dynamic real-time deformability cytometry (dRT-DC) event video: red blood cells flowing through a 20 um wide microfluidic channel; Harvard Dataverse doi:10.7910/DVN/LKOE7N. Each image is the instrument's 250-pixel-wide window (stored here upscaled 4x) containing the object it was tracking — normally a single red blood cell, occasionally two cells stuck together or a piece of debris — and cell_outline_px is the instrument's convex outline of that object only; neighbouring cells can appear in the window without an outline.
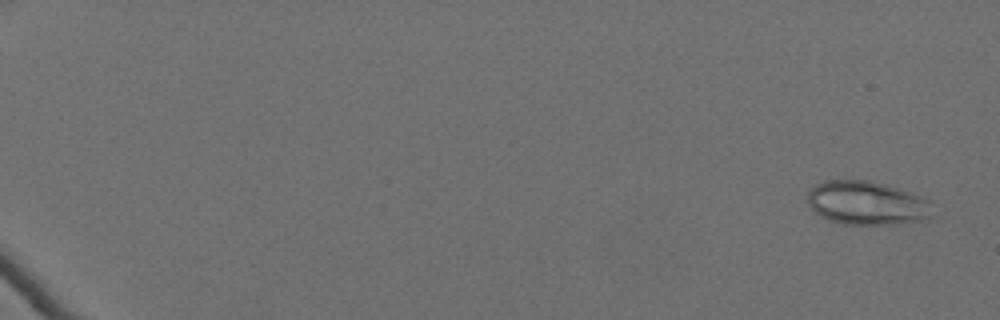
{"species": "Egyptian fruit bat (a non-hibernating species)", "species_latin": "Rousettus aegyptiacus", "temperature_condition": "cold", "stored_images_in_passage": 62, "camera_frame_rate_fps": 3000, "um_per_image_px": 0.085, "animal": {"sex": "female"}, "frame": {"image": 1, "passage_image": 3, "time_ms": 0.667, "image_size_px": [1000, 320], "cell_outline_px": [[932, 216], [928, 220], [892, 224], [844, 224], [828, 220], [820, 216], [808, 204], [808, 192], [816, 184], [824, 180], [868, 180], [900, 188], [912, 192], [932, 200]], "centroid_in_image_um": [73.74, 17.25], "position_along_channel_um": 11.3, "area_um2": 32.25}}
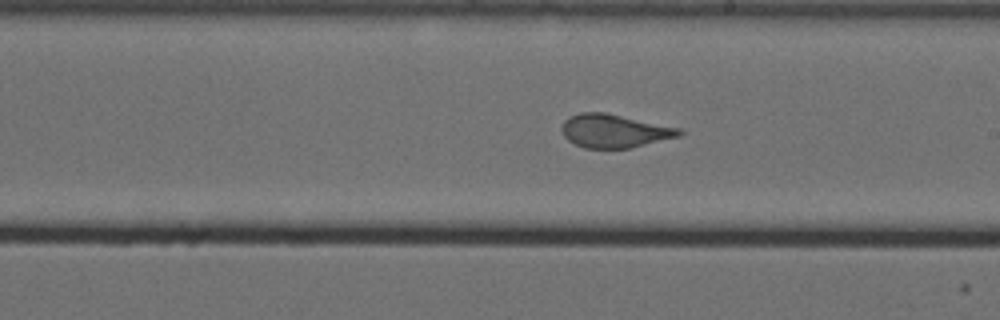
{"frame": {"image": 2, "passage_image": 40, "time_ms": 13.0, "image_size_px": [1000, 320], "cell_outline_px": [[684, 132], [680, 136], [632, 148], [584, 148], [568, 140], [564, 136], [560, 128], [564, 120], [568, 116], [580, 112], [604, 112], [684, 128]], "centroid_in_image_um": [52.25, 11.12], "position_along_channel_um": 236.7, "area_um2": 23.24}}
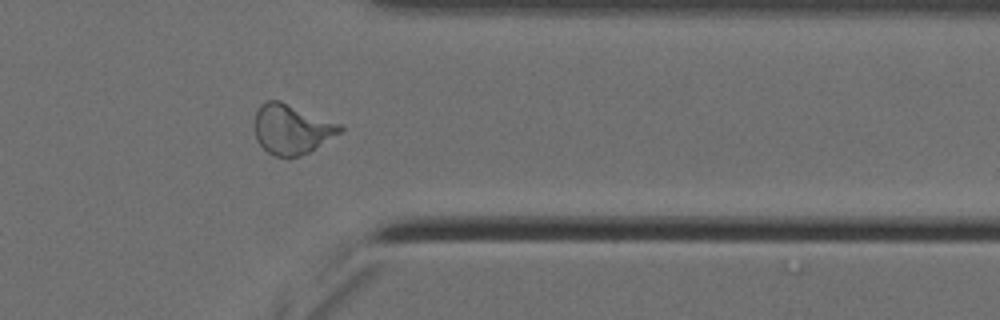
{"frame": {"image": 3, "passage_image": 53, "time_ms": 17.333, "image_size_px": [1000, 320], "cell_outline_px": [[344, 128], [340, 132], [308, 152], [300, 156], [276, 156], [268, 152], [256, 140], [252, 124], [256, 112], [260, 104], [268, 100], [280, 100], [344, 124]], "centroid_in_image_um": [24.77, 10.94], "position_along_channel_um": 386.6, "area_um2": 25.03}}